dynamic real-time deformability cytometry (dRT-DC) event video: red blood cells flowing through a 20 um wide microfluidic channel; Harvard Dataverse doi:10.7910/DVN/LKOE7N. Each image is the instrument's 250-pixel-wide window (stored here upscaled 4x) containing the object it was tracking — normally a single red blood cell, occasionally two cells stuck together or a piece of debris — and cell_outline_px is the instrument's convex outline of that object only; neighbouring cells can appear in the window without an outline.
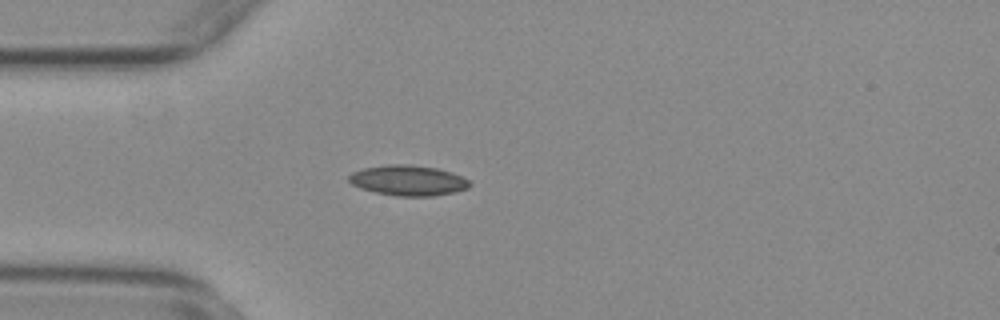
{"species": "common noctule bat (a hibernating species)", "species_latin": "Nyctalus noctula", "temperature_condition": "warm", "stored_images_in_passage": 47, "camera_frame_rate_fps": 3000, "um_per_image_px": 0.085, "animal": {"sex": "female", "body_mass_g": 29.2, "forearm_length_mm": 56.3}, "frame": {"image": 1, "passage_image": 7, "time_ms": 2.0, "image_size_px": [1000, 320], "cell_outline_px": [[472, 184], [468, 188], [452, 192], [432, 196], [396, 196], [376, 192], [360, 188], [352, 184], [348, 180], [348, 176], [352, 172], [364, 168], [388, 164], [408, 164], [436, 168], [452, 172], [468, 180]], "centroid_in_image_um": [34.67, 15.33], "position_along_channel_um": 50.3, "area_um2": 21.27}}
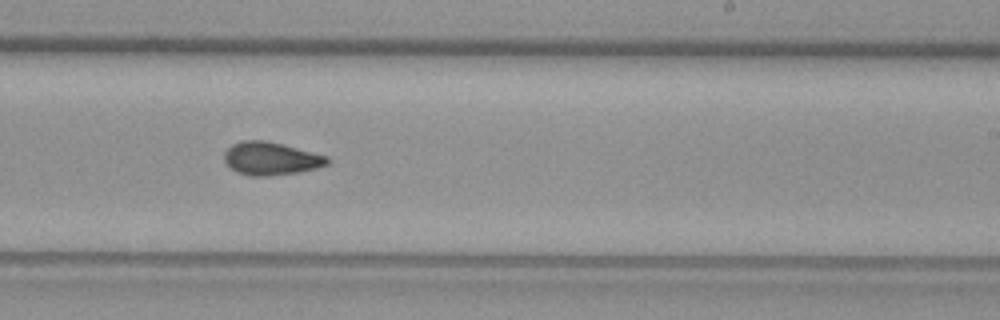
{"frame": {"image": 2, "passage_image": 25, "time_ms": 8.0, "image_size_px": [1000, 320], "cell_outline_px": [[332, 160], [328, 164], [316, 168], [300, 172], [268, 176], [248, 176], [236, 172], [228, 168], [224, 160], [224, 152], [232, 144], [240, 140], [264, 140], [328, 156]], "centroid_in_image_um": [22.99, 13.49], "position_along_channel_um": 266.0, "area_um2": 20.0}}
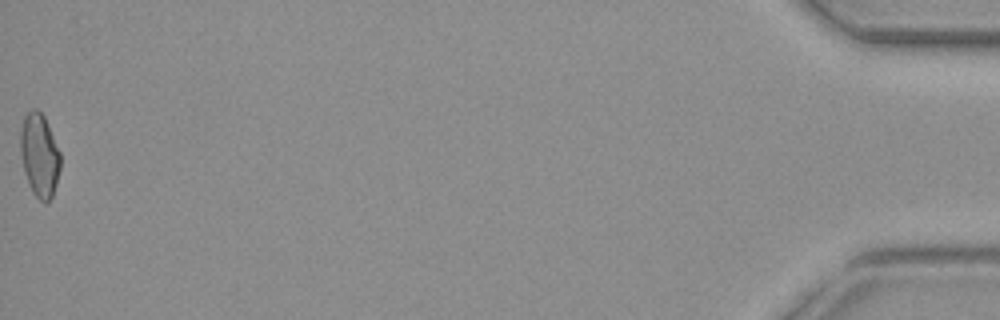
{"frame": {"image": 3, "passage_image": 47, "time_ms": 15.333, "image_size_px": [1000, 320], "cell_outline_px": [[60, 168], [56, 184], [52, 196], [48, 204], [44, 204], [32, 192], [28, 184], [24, 172], [20, 152], [20, 132], [24, 116], [32, 108], [36, 108], [44, 116], [60, 152]], "centroid_in_image_um": [3.35, 13.21], "position_along_channel_um": 431.9, "area_um2": 19.54}, "authors_computed_cell_mechanics": {"area_um2": 19.4786, "velocity_mm_per_s": 3.7467, "shape_relaxation_time_tau1_ms": null, "shape_relaxation_time_tau2_ms": 2.654, "deformation_change_tau1": null, "deformation_change_tau2": 0.0777}}